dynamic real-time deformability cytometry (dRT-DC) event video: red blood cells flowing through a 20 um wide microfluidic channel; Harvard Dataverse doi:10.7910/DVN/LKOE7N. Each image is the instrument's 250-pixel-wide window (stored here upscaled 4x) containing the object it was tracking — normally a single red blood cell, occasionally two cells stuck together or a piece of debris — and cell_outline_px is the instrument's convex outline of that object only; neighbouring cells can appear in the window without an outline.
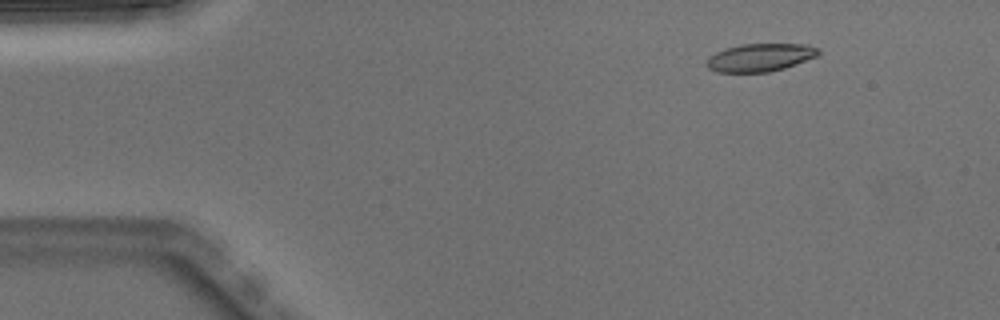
{"species": "Egyptian fruit bat (a non-hibernating species)", "species_latin": "Rousettus aegyptiacus", "temperature_condition": "warm", "stored_images_in_passage": 4, "camera_frame_rate_fps": 3000, "um_per_image_px": 0.085, "animal": {"sex": "male"}, "frame": {"image": 1, "passage_image": 2, "time_ms": 0.333, "image_size_px": [1000, 320], "cell_outline_px": [[820, 52], [816, 56], [784, 68], [768, 72], [716, 72], [708, 68], [704, 64], [708, 56], [724, 48], [740, 44], [808, 44], [820, 48]], "centroid_in_image_um": [64.56, 4.88], "position_along_channel_um": 20.4, "area_um2": 18.32}}
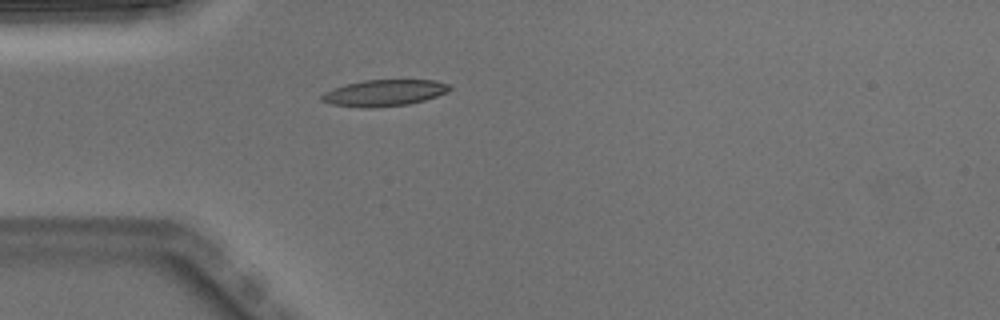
{"frame": {"image": 2, "passage_image": 4, "time_ms": 1.0, "image_size_px": [1000, 320], "cell_outline_px": [[452, 88], [448, 92], [424, 100], [408, 104], [368, 108], [364, 108], [332, 104], [320, 100], [320, 96], [324, 92], [332, 88], [364, 80], [436, 80], [448, 84]], "centroid_in_image_um": [32.65, 7.89], "position_along_channel_um": 52.3, "area_um2": 19.59}}